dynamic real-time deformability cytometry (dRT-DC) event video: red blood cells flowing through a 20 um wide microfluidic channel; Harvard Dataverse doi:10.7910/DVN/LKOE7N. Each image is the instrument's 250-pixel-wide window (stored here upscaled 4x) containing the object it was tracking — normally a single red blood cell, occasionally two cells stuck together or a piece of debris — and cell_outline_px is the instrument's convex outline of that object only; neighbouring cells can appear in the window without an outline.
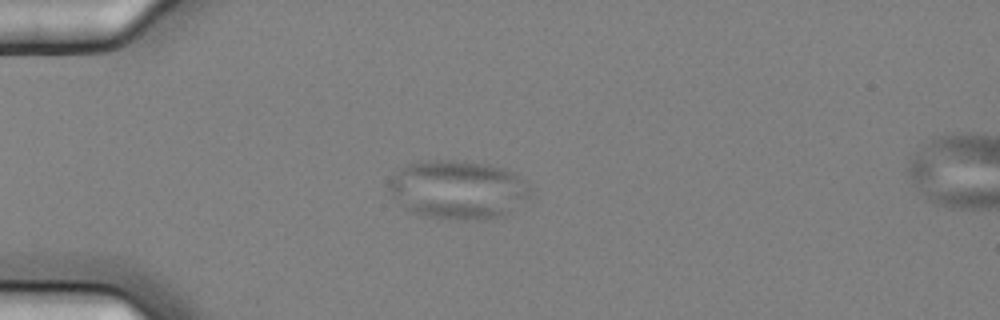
{"species": "common noctule bat (a hibernating species)", "species_latin": "Nyctalus noctula", "temperature_condition": "cold", "stored_images_in_passage": 5, "camera_frame_rate_fps": 3000, "um_per_image_px": 0.085, "animal": {"sex": "female", "body_mass_g": 25.1}, "frame": {"image": 1, "passage_image": 1, "time_ms": 0.0, "image_size_px": [1000, 320], "cell_outline_px": [[532, 192], [528, 196], [508, 212], [500, 216], [484, 220], [456, 220], [416, 216], [404, 208], [392, 196], [388, 188], [388, 180], [400, 168], [416, 160], [464, 160], [488, 164], [504, 168], [512, 172], [524, 180], [532, 188]], "centroid_in_image_um": [38.86, 16.12], "position_along_channel_um": 46.1, "area_um2": 49.07}}
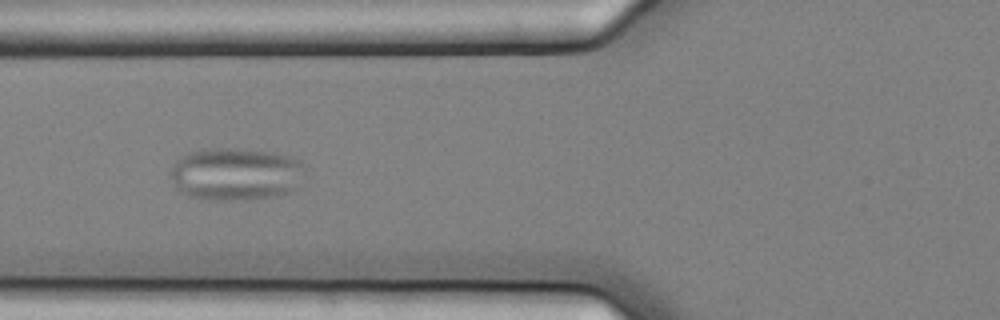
{"frame": {"image": 2, "passage_image": 3, "time_ms": 0.667, "image_size_px": [1000, 320], "cell_outline_px": [[300, 164], [296, 188], [288, 192], [276, 196], [252, 200], [212, 200], [188, 196], [180, 192], [176, 188], [168, 172], [176, 160], [180, 156], [188, 152], [216, 148], [236, 148], [272, 152], [288, 156], [300, 160]], "centroid_in_image_um": [19.93, 14.8], "position_along_channel_um": 105.9, "area_um2": 41.15}}